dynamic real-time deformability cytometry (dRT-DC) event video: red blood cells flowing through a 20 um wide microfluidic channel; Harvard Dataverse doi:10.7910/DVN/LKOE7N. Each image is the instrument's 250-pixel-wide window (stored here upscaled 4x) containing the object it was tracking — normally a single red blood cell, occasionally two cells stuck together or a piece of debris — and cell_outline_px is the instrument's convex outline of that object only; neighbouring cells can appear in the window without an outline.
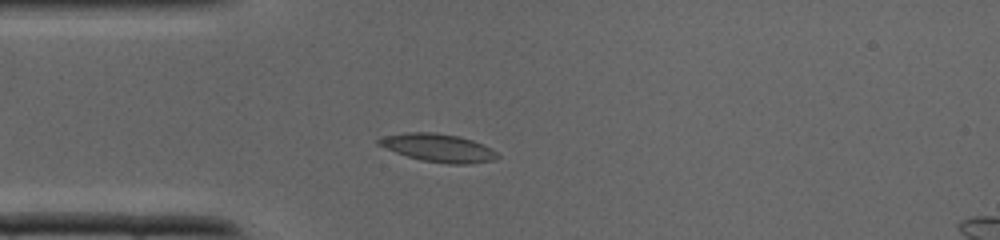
{"species": "common noctule bat (a hibernating species)", "species_latin": "Nyctalus noctula", "temperature_condition": "cold", "stored_images_in_passage": 26, "camera_frame_rate_fps": 3000, "um_per_image_px": 0.085, "animal": {"sex": "male", "body_mass_g": 19.0, "forearm_length_mm": 50.8}, "frame": {"image": 1, "passage_image": 1, "time_ms": 0.0, "image_size_px": [1000, 240], "cell_outline_px": [[500, 156], [496, 160], [468, 164], [448, 164], [420, 160], [396, 152], [376, 144], [376, 140], [384, 136], [408, 132], [436, 132], [460, 136], [472, 140], [492, 148]], "centroid_in_image_um": [37.28, 12.57], "position_along_channel_um": 47.7, "area_um2": 19.54}}
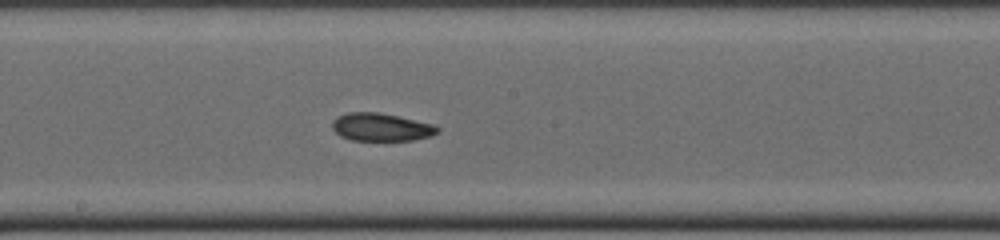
{"frame": {"image": 2, "passage_image": 11, "time_ms": 3.333, "image_size_px": [1000, 240], "cell_outline_px": [[440, 132], [428, 136], [412, 140], [352, 140], [340, 136], [332, 128], [332, 120], [336, 116], [348, 112], [380, 112], [436, 124], [440, 128]], "centroid_in_image_um": [32.4, 10.79], "position_along_channel_um": 215.8, "area_um2": 17.28}}
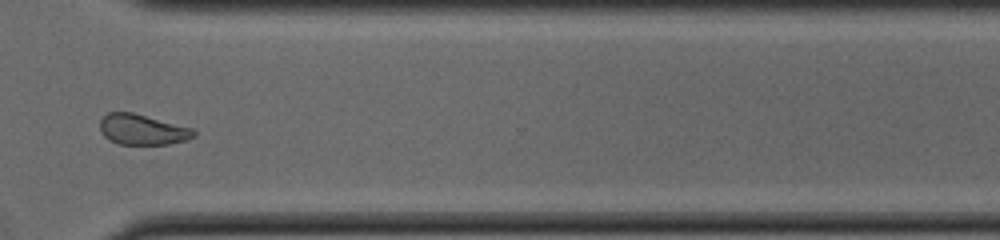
{"frame": {"image": 3, "passage_image": 19, "time_ms": 6.0, "image_size_px": [1000, 240], "cell_outline_px": [[196, 136], [188, 140], [168, 144], [116, 144], [108, 140], [100, 132], [100, 120], [108, 112], [132, 112], [192, 128], [196, 132]], "centroid_in_image_um": [12.09, 11.02], "position_along_channel_um": 358.5, "area_um2": 16.76}}